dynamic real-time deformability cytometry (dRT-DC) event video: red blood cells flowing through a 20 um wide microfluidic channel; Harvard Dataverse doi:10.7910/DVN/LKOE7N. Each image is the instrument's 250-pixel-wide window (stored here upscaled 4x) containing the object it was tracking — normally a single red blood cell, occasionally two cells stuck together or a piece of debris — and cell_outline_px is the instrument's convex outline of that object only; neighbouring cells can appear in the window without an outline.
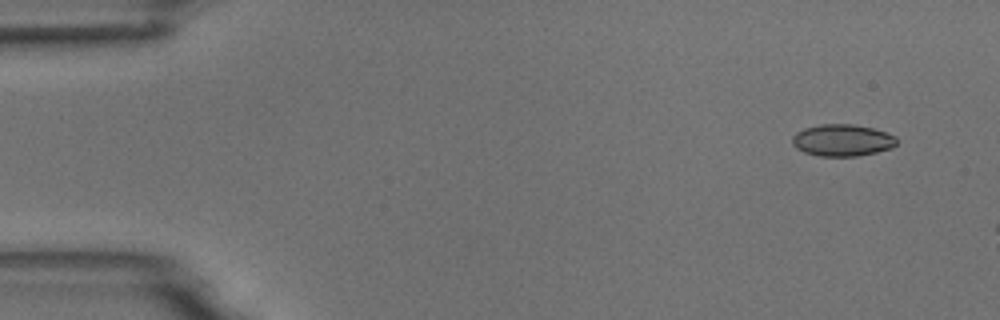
{"species": "common noctule bat (a hibernating species)", "species_latin": "Nyctalus noctula", "temperature_condition": "room temperature", "stored_images_in_passage": 3, "camera_frame_rate_fps": 3000, "um_per_image_px": 0.085, "animal": {"sex": "male", "body_mass_g": 18.8}, "frame": {"image": 1, "passage_image": 1, "time_ms": 0.0, "image_size_px": [1000, 320], "cell_outline_px": [[896, 144], [892, 148], [876, 152], [856, 156], [820, 156], [804, 152], [796, 148], [792, 144], [792, 136], [796, 132], [804, 128], [820, 124], [852, 124], [872, 128], [896, 136]], "centroid_in_image_um": [71.57, 11.92], "position_along_channel_um": 13.4, "area_um2": 19.36}}